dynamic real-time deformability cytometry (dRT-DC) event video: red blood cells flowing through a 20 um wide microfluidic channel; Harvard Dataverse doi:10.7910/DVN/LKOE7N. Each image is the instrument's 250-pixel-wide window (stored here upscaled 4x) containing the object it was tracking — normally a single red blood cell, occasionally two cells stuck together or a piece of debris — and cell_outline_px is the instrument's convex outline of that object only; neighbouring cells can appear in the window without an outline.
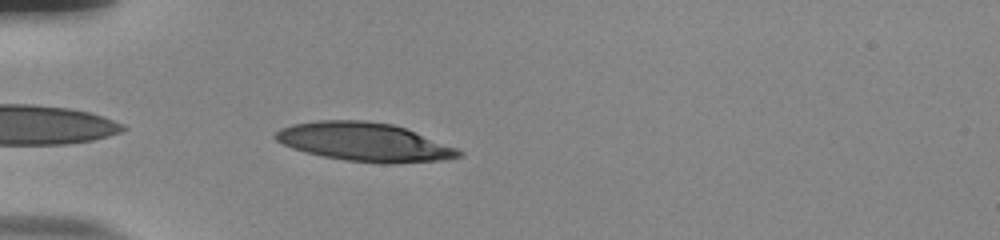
{"species": "human", "species_latin": "Homo sapiens", "temperature_condition": "room temperature", "stored_images_in_passage": 32, "camera_frame_rate_fps": 3000, "um_per_image_px": 0.085, "donor": {"sex": "male"}, "frame": {"image": 1, "passage_image": 1, "time_ms": 0.0, "image_size_px": [1000, 240], "cell_outline_px": [[464, 156], [448, 160], [392, 164], [384, 164], [344, 160], [324, 156], [292, 148], [276, 140], [272, 136], [280, 128], [292, 124], [320, 120], [364, 120], [392, 124], [404, 128], [456, 148], [464, 152]], "centroid_in_image_um": [31.0, 12.08], "position_along_channel_um": 54.0, "area_um2": 41.21}}
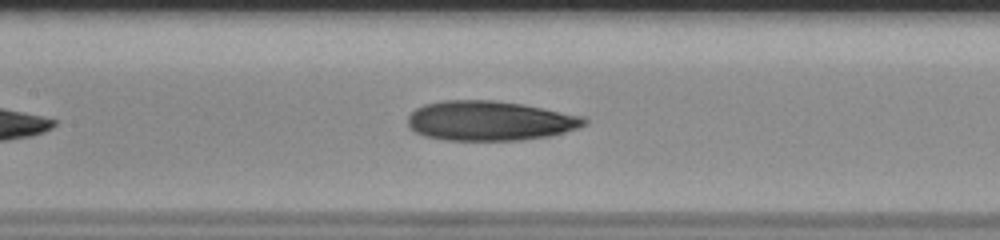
{"frame": {"image": 2, "passage_image": 11, "time_ms": 3.333, "image_size_px": [1000, 240], "cell_outline_px": [[588, 124], [552, 136], [520, 140], [444, 140], [424, 136], [416, 132], [408, 124], [408, 116], [416, 108], [424, 104], [444, 100], [492, 100], [524, 104], [584, 116], [588, 120]], "centroid_in_image_um": [41.66, 10.26], "position_along_channel_um": 165.7, "area_um2": 40.98}}
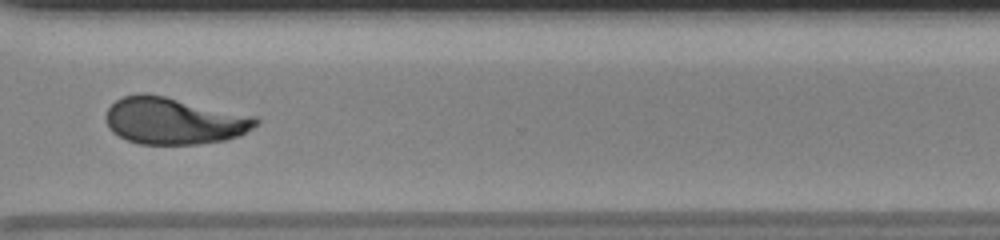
{"frame": {"image": 3, "passage_image": 26, "time_ms": 8.333, "image_size_px": [1000, 240], "cell_outline_px": [[260, 120], [252, 128], [240, 136], [224, 140], [196, 144], [140, 144], [128, 140], [112, 132], [108, 128], [104, 116], [108, 108], [116, 100], [124, 96], [140, 92], [144, 92], [164, 96], [256, 116]], "centroid_in_image_um": [14.76, 10.26], "position_along_channel_um": 355.8, "area_um2": 40.98}, "authors_computed_cell_mechanics": {"area_um2": 40.7779, "velocity_mm_per_s": 3.7977, "shape_relaxation_time_tau1_ms": 11.0997, "shape_relaxation_time_tau2_ms": 1.0271, "deformation_change_tau1": 0.3025, "deformation_change_tau2": 0.0625}}